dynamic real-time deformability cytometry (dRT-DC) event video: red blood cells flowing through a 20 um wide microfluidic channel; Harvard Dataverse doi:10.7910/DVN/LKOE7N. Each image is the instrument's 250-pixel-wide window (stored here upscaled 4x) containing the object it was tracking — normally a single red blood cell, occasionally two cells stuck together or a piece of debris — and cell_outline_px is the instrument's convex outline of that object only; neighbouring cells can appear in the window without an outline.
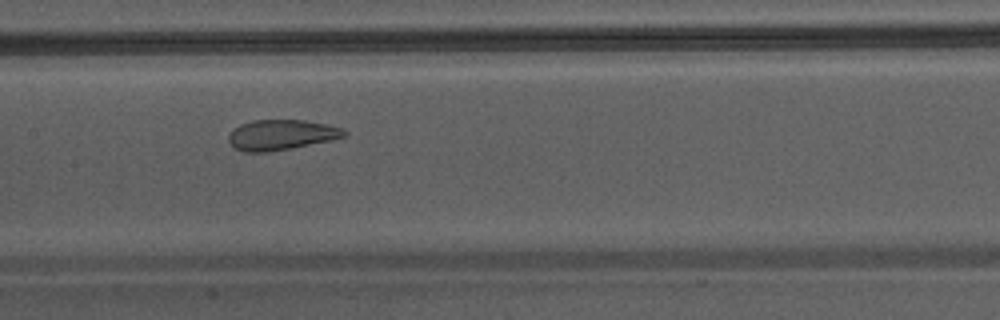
{"species": "Egyptian fruit bat (a non-hibernating species)", "species_latin": "Rousettus aegyptiacus", "temperature_condition": "warm", "stored_images_in_passage": 32, "camera_frame_rate_fps": 3000, "um_per_image_px": 0.085, "animal": {"sex": "male"}, "frame": {"image": 1, "passage_image": 10, "time_ms": 3.0, "image_size_px": [1000, 320], "cell_outline_px": [[348, 136], [268, 152], [244, 152], [232, 148], [228, 140], [228, 136], [232, 128], [240, 124], [252, 120], [304, 120], [328, 124], [344, 128], [348, 132]], "centroid_in_image_um": [23.87, 11.45], "position_along_channel_um": 183.5, "area_um2": 20.52}}